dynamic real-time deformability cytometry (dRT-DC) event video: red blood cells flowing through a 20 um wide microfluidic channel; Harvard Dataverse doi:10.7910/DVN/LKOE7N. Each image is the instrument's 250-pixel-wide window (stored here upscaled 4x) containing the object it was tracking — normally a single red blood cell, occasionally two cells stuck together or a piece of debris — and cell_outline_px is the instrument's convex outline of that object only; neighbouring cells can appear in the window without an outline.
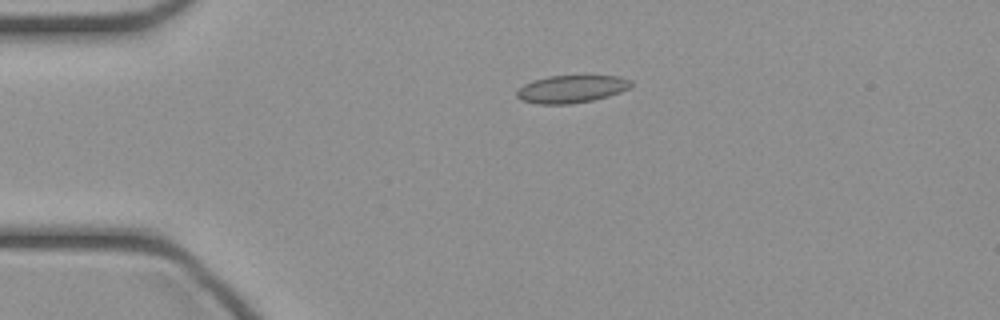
{"species": "common noctule bat (a hibernating species)", "species_latin": "Nyctalus noctula", "temperature_condition": "cold", "stored_images_in_passage": 37, "camera_frame_rate_fps": 3000, "um_per_image_px": 0.085, "animal": {"sex": "female", "body_mass_g": 21.9}, "frame": {"image": 1, "passage_image": 1, "time_ms": 0.0, "image_size_px": [1000, 320], "cell_outline_px": [[632, 84], [628, 88], [620, 92], [608, 96], [592, 100], [568, 104], [536, 104], [520, 100], [516, 96], [516, 92], [524, 84], [532, 80], [548, 76], [620, 76], [632, 80]], "centroid_in_image_um": [48.55, 7.56], "position_along_channel_um": 36.5, "area_um2": 18.38}}
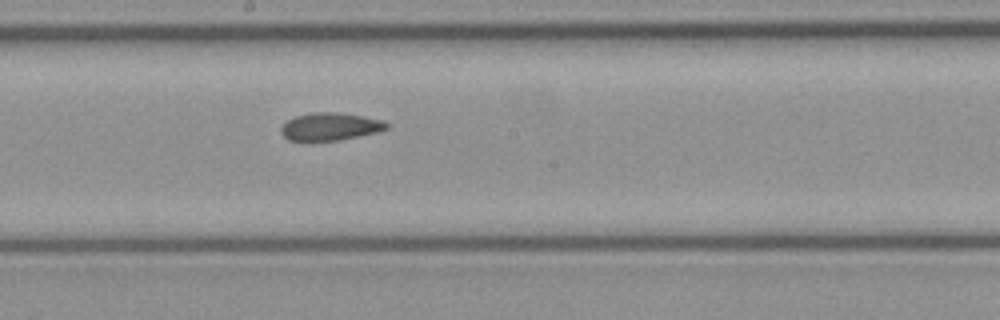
{"frame": {"image": 2, "passage_image": 16, "time_ms": 5.0, "image_size_px": [1000, 320], "cell_outline_px": [[388, 128], [376, 132], [340, 140], [288, 140], [280, 132], [280, 128], [288, 120], [296, 116], [312, 112], [332, 112], [360, 116], [384, 120], [388, 124]], "centroid_in_image_um": [28.05, 10.76], "position_along_channel_um": 220.1, "area_um2": 16.7}}
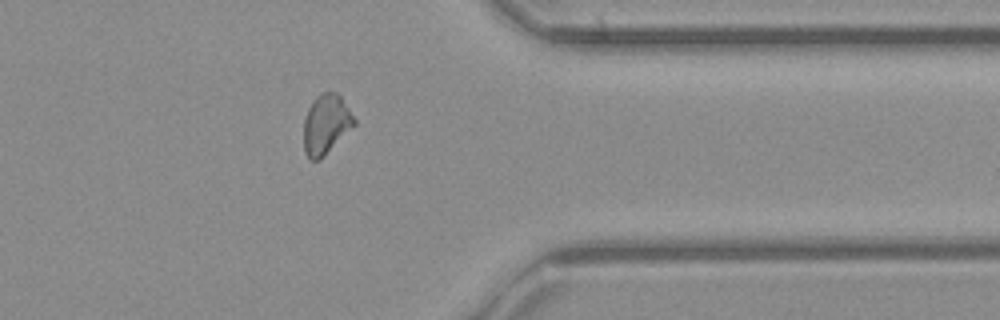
{"frame": {"image": 3, "passage_image": 28, "time_ms": 9.0, "image_size_px": [1000, 320], "cell_outline_px": [[356, 124], [320, 160], [308, 160], [304, 152], [304, 120], [308, 108], [316, 96], [320, 92], [336, 92], [340, 96], [356, 120]], "centroid_in_image_um": [27.7, 10.58], "position_along_channel_um": 383.7, "area_um2": 17.57}}